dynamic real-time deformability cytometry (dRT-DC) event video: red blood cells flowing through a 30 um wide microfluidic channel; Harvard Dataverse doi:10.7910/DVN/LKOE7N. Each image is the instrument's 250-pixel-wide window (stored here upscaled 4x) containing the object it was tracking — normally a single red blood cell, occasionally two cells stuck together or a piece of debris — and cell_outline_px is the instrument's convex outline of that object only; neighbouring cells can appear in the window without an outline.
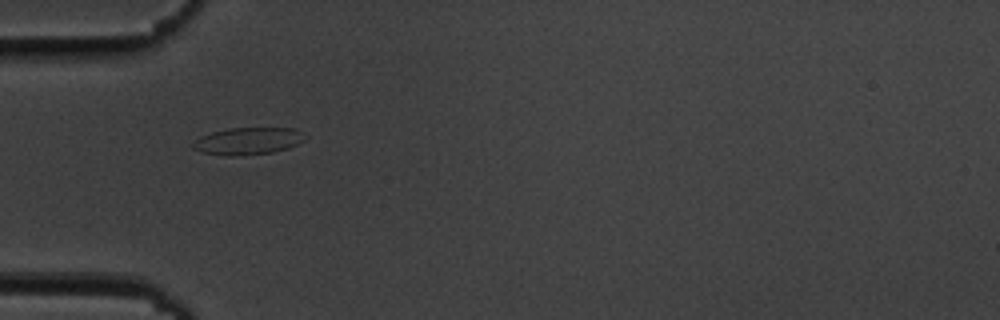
{"species": "common noctule bat (a hibernating species)", "species_latin": "Nyctalus noctula", "temperature_condition": "cold", "stored_images_in_passage": 35, "camera_frame_rate_fps": 3000, "um_per_image_px": 0.085, "animal": {"sex": "male", "body_mass_g": 19.5, "forearm_length_mm": 54.6}, "frame": {"image": 1, "passage_image": 1, "time_ms": 0.0, "image_size_px": [1000, 320], "cell_outline_px": [[308, 136], [304, 140], [288, 148], [272, 152], [240, 156], [224, 156], [204, 152], [192, 148], [192, 144], [200, 136], [212, 132], [228, 128], [296, 128]], "centroid_in_image_um": [21.1, 11.98], "position_along_channel_um": 63.9, "area_um2": 17.8}}
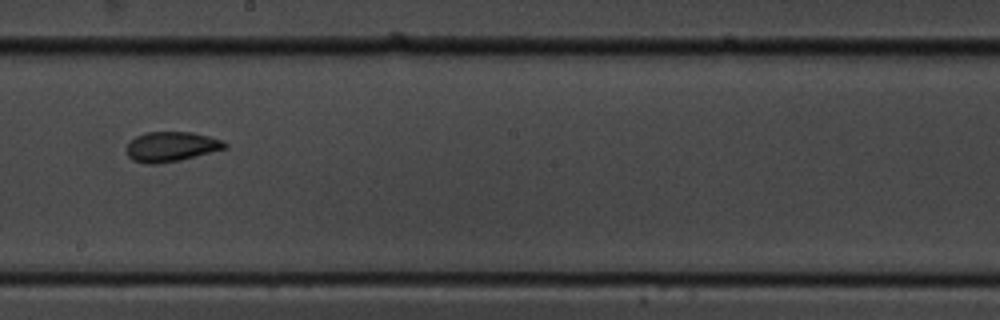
{"frame": {"image": 2, "passage_image": 15, "time_ms": 4.667, "image_size_px": [1000, 320], "cell_outline_px": [[228, 148], [180, 160], [156, 164], [148, 164], [132, 160], [128, 156], [128, 140], [144, 132], [192, 132], [224, 140], [228, 144]], "centroid_in_image_um": [14.57, 12.46], "position_along_channel_um": 233.6, "area_um2": 17.22}}
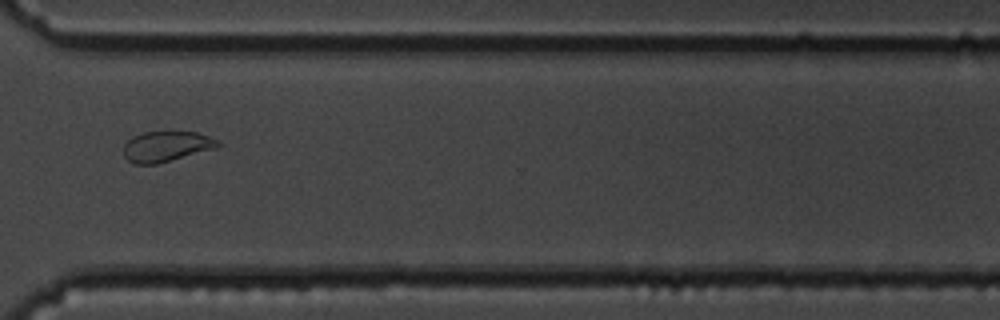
{"frame": {"image": 3, "passage_image": 25, "time_ms": 8.0, "image_size_px": [1000, 320], "cell_outline_px": [[220, 148], [156, 164], [136, 164], [128, 160], [124, 156], [124, 144], [132, 136], [144, 132], [196, 132], [220, 140]], "centroid_in_image_um": [14.18, 12.45], "position_along_channel_um": 356.4, "area_um2": 16.88}, "authors_computed_cell_mechanics": {"area_um2": 17.051, "velocity_mm_per_s": 3.6736, "shape_relaxation_time_tau1_ms": 6.3916, "shape_relaxation_time_tau2_ms": 1.517, "deformation_change_tau1": 0.1409, "deformation_change_tau2": 0.0604}}